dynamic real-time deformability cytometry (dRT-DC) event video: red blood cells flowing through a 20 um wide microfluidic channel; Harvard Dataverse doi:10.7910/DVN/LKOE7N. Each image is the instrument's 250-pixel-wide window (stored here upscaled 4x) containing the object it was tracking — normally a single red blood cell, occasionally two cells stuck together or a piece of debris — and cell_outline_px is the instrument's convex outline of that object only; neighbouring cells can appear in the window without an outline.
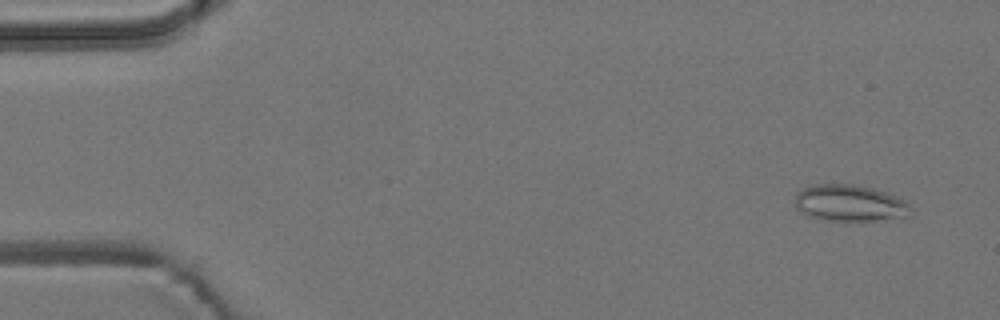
{"species": "common noctule bat (a hibernating species)", "species_latin": "Nyctalus noctula", "temperature_condition": "room temperature", "stored_images_in_passage": 5, "camera_frame_rate_fps": 3000, "um_per_image_px": 0.085, "animal": {"sex": "male", "body_mass_g": 19.2, "forearm_length_mm": 51.8}, "frame": {"image": 1, "passage_image": 1, "time_ms": 0.0, "image_size_px": [1000, 320], "cell_outline_px": [[912, 216], [872, 220], [828, 220], [808, 216], [796, 204], [796, 192], [804, 188], [816, 184], [856, 184], [872, 188], [896, 196], [904, 200], [912, 208]], "centroid_in_image_um": [72.28, 17.25], "position_along_channel_um": 12.7, "area_um2": 24.33}}